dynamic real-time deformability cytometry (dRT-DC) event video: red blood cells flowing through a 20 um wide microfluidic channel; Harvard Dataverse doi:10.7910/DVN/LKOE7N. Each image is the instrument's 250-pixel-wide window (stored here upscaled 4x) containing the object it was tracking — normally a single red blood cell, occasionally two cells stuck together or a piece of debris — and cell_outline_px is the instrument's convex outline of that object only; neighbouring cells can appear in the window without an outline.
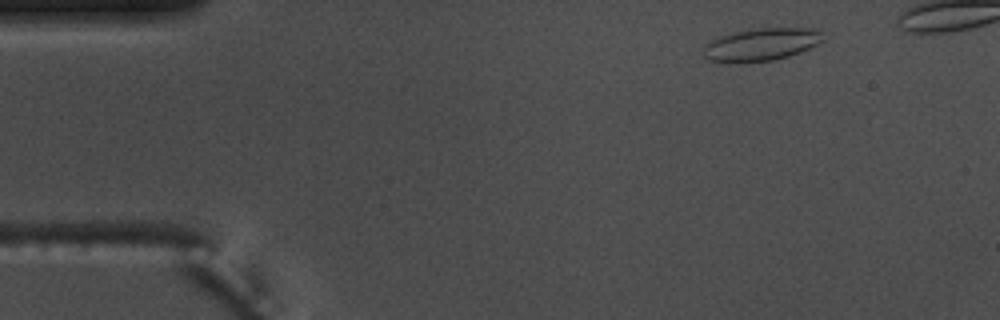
{"species": "common noctule bat (a hibernating species)", "species_latin": "Nyctalus noctula", "temperature_condition": "warm", "stored_images_in_passage": 6, "camera_frame_rate_fps": 3000, "um_per_image_px": 0.085, "animal": {"sex": "male", "body_mass_g": 17.5, "forearm_length_mm": 52.3}, "frame": {"image": 1, "passage_image": 2, "time_ms": 0.333, "image_size_px": [1000, 320], "cell_outline_px": [[824, 40], [820, 44], [800, 52], [788, 56], [772, 60], [740, 64], [728, 64], [708, 60], [704, 56], [704, 48], [712, 40], [720, 36], [736, 32], [756, 28], [816, 28], [820, 32]], "centroid_in_image_um": [64.71, 3.81], "position_along_channel_um": 20.3, "area_um2": 23.0}}